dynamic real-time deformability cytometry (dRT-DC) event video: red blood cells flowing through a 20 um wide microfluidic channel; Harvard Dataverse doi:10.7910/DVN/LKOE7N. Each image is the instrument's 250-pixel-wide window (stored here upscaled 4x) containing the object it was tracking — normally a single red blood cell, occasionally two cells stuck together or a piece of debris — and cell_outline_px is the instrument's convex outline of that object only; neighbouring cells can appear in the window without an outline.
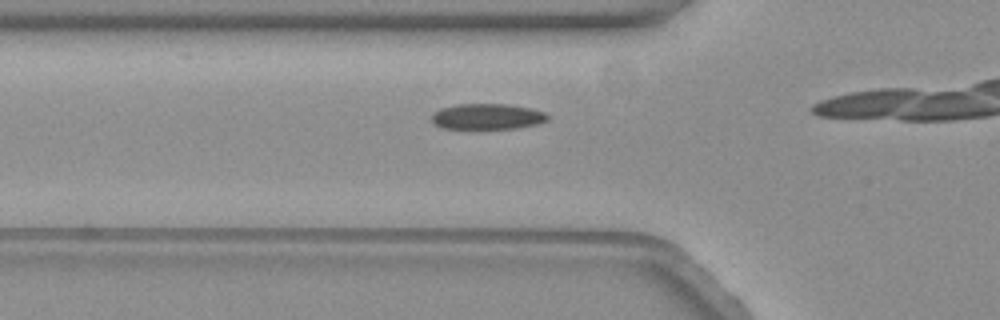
{"species": "common noctule bat (a hibernating species)", "species_latin": "Nyctalus noctula", "temperature_condition": "warm", "stored_images_in_passage": 15, "camera_frame_rate_fps": 3000, "um_per_image_px": 0.085, "animal": {"sex": "female", "body_mass_g": 19.3, "forearm_length_mm": 54.1}, "frame": {"image": 1, "passage_image": 11, "time_ms": 3.333, "image_size_px": [1000, 320], "cell_outline_px": [[548, 120], [540, 124], [516, 128], [444, 128], [436, 124], [432, 120], [432, 112], [440, 108], [456, 104], [508, 104], [532, 108], [544, 112], [548, 116]], "centroid_in_image_um": [41.45, 9.89], "position_along_channel_um": 84.4, "area_um2": 17.4}}